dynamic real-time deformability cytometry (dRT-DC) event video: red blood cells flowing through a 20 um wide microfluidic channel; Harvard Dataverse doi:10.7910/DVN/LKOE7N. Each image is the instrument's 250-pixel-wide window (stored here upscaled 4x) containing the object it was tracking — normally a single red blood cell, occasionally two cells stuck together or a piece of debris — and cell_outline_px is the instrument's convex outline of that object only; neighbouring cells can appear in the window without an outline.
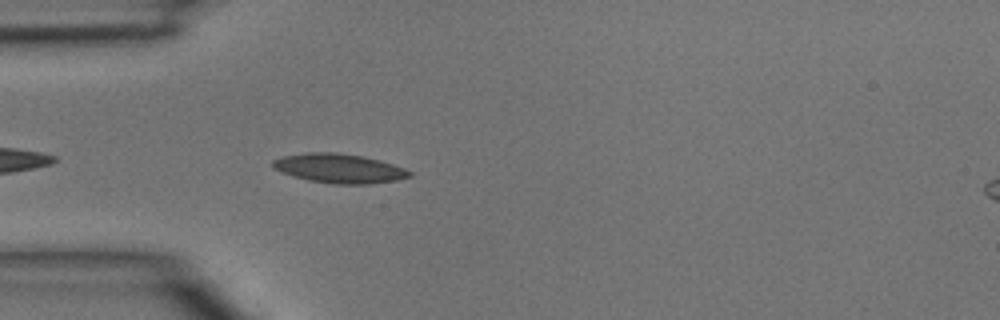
{"species": "common noctule bat (a hibernating species)", "species_latin": "Nyctalus noctula", "temperature_condition": "room temperature", "stored_images_in_passage": 6, "camera_frame_rate_fps": 3000, "um_per_image_px": 0.085, "animal": {"sex": "male", "body_mass_g": 15.6}, "frame": {"image": 1, "passage_image": 3, "time_ms": 0.667, "image_size_px": [1000, 320], "cell_outline_px": [[412, 176], [396, 180], [368, 184], [332, 184], [308, 180], [292, 176], [280, 172], [272, 168], [272, 160], [284, 156], [308, 152], [336, 152], [360, 156], [380, 160], [404, 168], [412, 172]], "centroid_in_image_um": [28.8, 14.32], "position_along_channel_um": 56.2, "area_um2": 23.35}}